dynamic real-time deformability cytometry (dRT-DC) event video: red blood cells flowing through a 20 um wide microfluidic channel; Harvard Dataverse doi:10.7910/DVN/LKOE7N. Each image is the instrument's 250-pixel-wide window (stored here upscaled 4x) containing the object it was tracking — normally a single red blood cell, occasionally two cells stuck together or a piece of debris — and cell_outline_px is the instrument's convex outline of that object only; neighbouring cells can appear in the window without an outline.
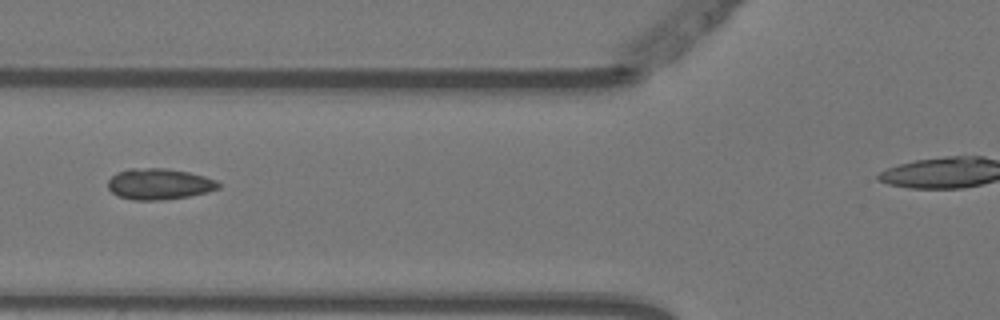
{"species": "Egyptian fruit bat (a non-hibernating species)", "species_latin": "Rousettus aegyptiacus", "temperature_condition": "warm", "stored_images_in_passage": 4, "camera_frame_rate_fps": 3000, "um_per_image_px": 0.085, "animal": {"sex": "female"}, "frame": {"image": 1, "passage_image": 4, "time_ms": 1.0, "image_size_px": [1000, 320], "cell_outline_px": [[220, 188], [208, 192], [188, 196], [160, 200], [132, 200], [120, 196], [112, 192], [108, 188], [108, 180], [116, 172], [128, 168], [168, 168], [188, 172], [204, 176], [216, 180], [220, 184]], "centroid_in_image_um": [13.52, 15.63], "position_along_channel_um": 112.3, "area_um2": 20.06}}